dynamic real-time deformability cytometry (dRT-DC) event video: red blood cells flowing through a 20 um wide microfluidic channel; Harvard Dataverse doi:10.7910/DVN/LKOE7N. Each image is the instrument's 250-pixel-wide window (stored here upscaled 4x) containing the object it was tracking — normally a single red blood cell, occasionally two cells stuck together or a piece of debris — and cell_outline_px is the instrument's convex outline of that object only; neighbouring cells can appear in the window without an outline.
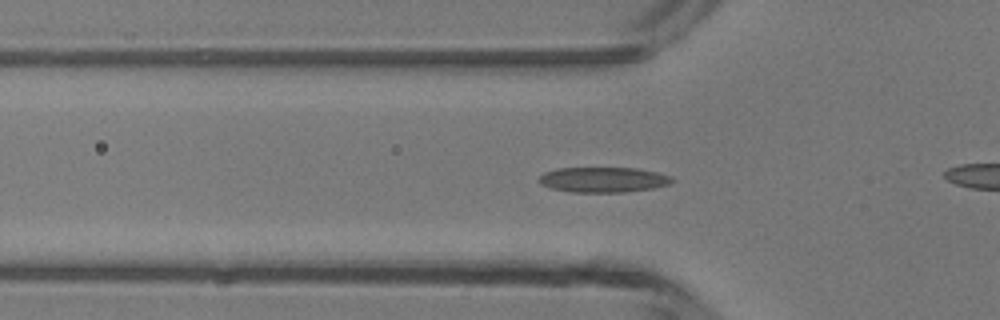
{"species": "common noctule bat (a hibernating species)", "species_latin": "Nyctalus noctula", "temperature_condition": "room temperature", "stored_images_in_passage": 25, "camera_frame_rate_fps": 3000, "um_per_image_px": 0.085, "animal": {"sex": "male", "body_mass_g": 13.3}, "frame": {"image": 1, "passage_image": 2, "time_ms": 0.333, "image_size_px": [1000, 320], "cell_outline_px": [[676, 180], [672, 184], [652, 188], [624, 192], [572, 192], [552, 188], [540, 184], [536, 180], [544, 172], [556, 168], [636, 168], [656, 172], [672, 176]], "centroid_in_image_um": [51.29, 15.27], "position_along_channel_um": 74.5, "area_um2": 19.71}}
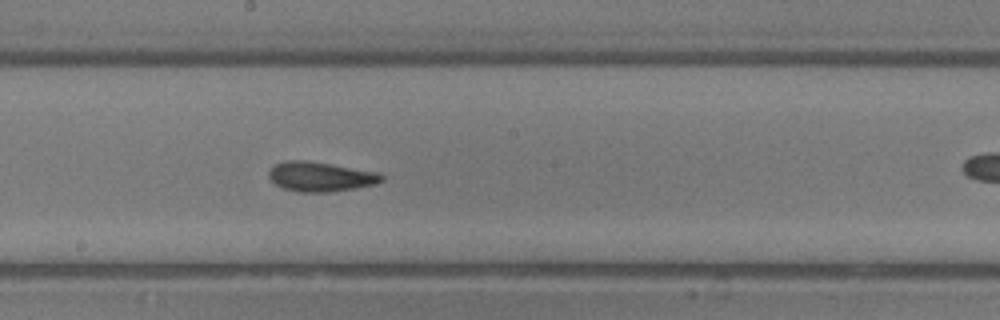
{"frame": {"image": 2, "passage_image": 12, "time_ms": 3.667, "image_size_px": [1000, 320], "cell_outline_px": [[384, 180], [376, 184], [328, 192], [296, 192], [284, 188], [276, 184], [268, 176], [268, 172], [276, 164], [284, 160], [304, 160], [380, 172], [384, 176]], "centroid_in_image_um": [27.25, 15.01], "position_along_channel_um": 220.9, "area_um2": 19.36}}
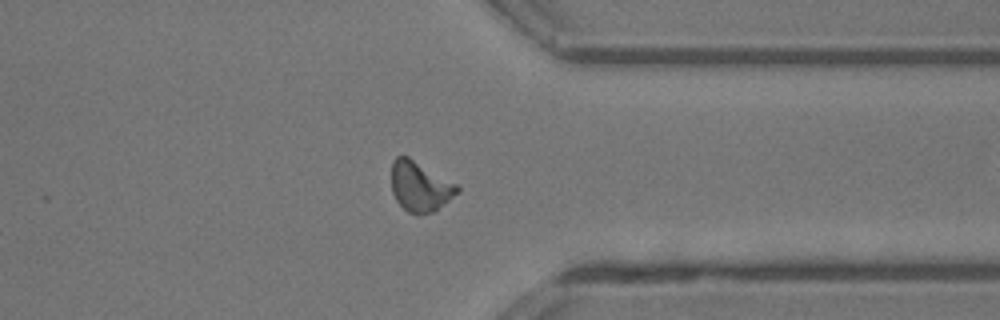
{"frame": {"image": 3, "passage_image": 23, "time_ms": 7.333, "image_size_px": [1000, 320], "cell_outline_px": [[460, 192], [444, 204], [432, 212], [420, 216], [408, 212], [396, 200], [392, 192], [392, 160], [396, 156], [408, 156], [456, 184], [460, 188]], "centroid_in_image_um": [35.69, 15.86], "position_along_channel_um": 375.7, "area_um2": 19.13}}